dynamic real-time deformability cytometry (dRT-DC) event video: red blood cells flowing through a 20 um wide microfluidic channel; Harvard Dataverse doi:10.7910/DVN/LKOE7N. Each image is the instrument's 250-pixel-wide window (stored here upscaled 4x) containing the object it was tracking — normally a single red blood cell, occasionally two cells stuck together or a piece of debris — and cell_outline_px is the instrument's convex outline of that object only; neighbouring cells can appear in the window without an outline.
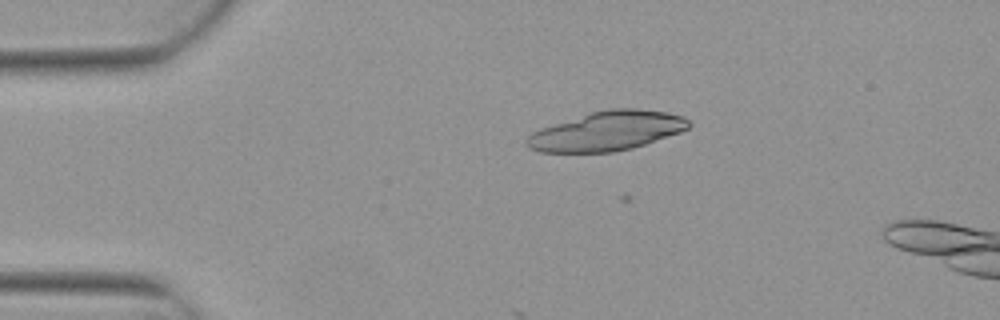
{"species": "Egyptian fruit bat (a non-hibernating species)", "species_latin": "Rousettus aegyptiacus", "temperature_condition": "warm", "stored_images_in_passage": 3, "camera_frame_rate_fps": 3000, "um_per_image_px": 0.085, "animal": {"sex": "female"}, "frame": {"image": 1, "passage_image": 2, "time_ms": 0.333, "image_size_px": [1000, 320], "cell_outline_px": [[692, 124], [688, 128], [680, 132], [632, 148], [612, 152], [540, 152], [528, 148], [524, 144], [524, 140], [532, 132], [540, 128], [592, 112], [608, 108], [636, 108], [668, 112], [684, 116]], "centroid_in_image_um": [51.58, 11.13], "position_along_channel_um": 33.4, "area_um2": 37.11}}